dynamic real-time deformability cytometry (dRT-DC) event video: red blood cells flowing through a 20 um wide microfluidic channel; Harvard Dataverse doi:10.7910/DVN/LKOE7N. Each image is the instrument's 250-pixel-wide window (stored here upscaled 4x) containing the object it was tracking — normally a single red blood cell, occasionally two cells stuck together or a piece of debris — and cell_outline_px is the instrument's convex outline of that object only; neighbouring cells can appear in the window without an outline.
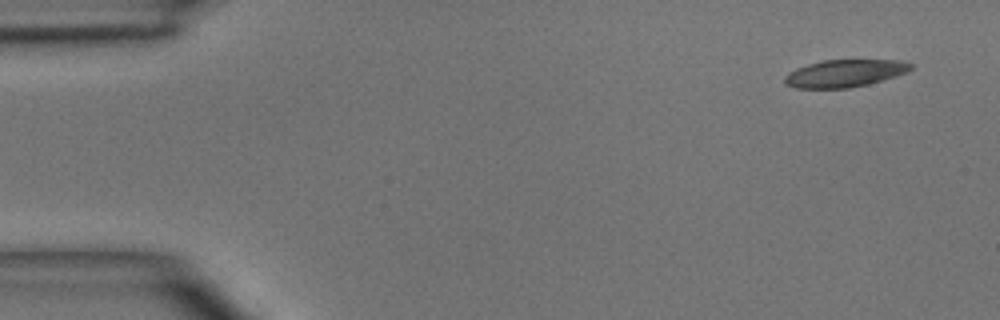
{"species": "common noctule bat (a hibernating species)", "species_latin": "Nyctalus noctula", "temperature_condition": "room temperature", "stored_images_in_passage": 4, "camera_frame_rate_fps": 3000, "um_per_image_px": 0.085, "animal": {"sex": "male", "body_mass_g": 15.6}, "frame": {"image": 1, "passage_image": 1, "time_ms": 0.0, "image_size_px": [1000, 320], "cell_outline_px": [[912, 68], [908, 72], [896, 76], [868, 84], [848, 88], [796, 88], [788, 84], [784, 80], [784, 76], [788, 72], [796, 68], [808, 64], [824, 60], [900, 60], [912, 64]], "centroid_in_image_um": [71.81, 6.23], "position_along_channel_um": 13.2, "area_um2": 20.06}}
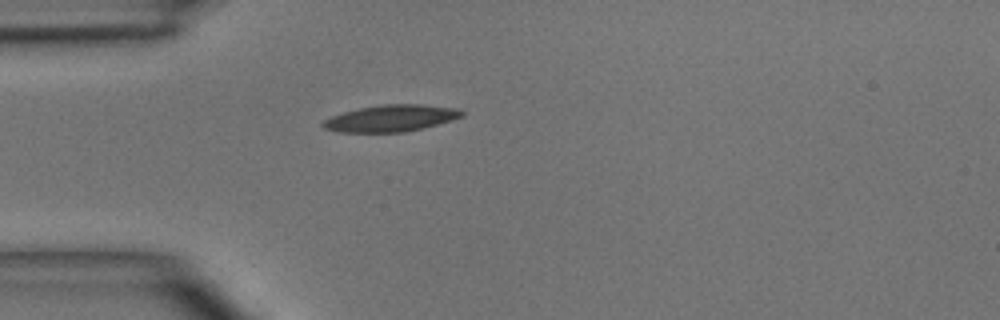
{"frame": {"image": 2, "passage_image": 4, "time_ms": 3.333, "image_size_px": [1000, 320], "cell_outline_px": [[464, 116], [452, 120], [424, 128], [404, 132], [340, 132], [324, 128], [320, 124], [324, 120], [332, 116], [344, 112], [360, 108], [380, 104], [420, 104], [460, 108], [464, 112]], "centroid_in_image_um": [33.27, 10.04], "position_along_channel_um": 51.7, "area_um2": 21.68}}